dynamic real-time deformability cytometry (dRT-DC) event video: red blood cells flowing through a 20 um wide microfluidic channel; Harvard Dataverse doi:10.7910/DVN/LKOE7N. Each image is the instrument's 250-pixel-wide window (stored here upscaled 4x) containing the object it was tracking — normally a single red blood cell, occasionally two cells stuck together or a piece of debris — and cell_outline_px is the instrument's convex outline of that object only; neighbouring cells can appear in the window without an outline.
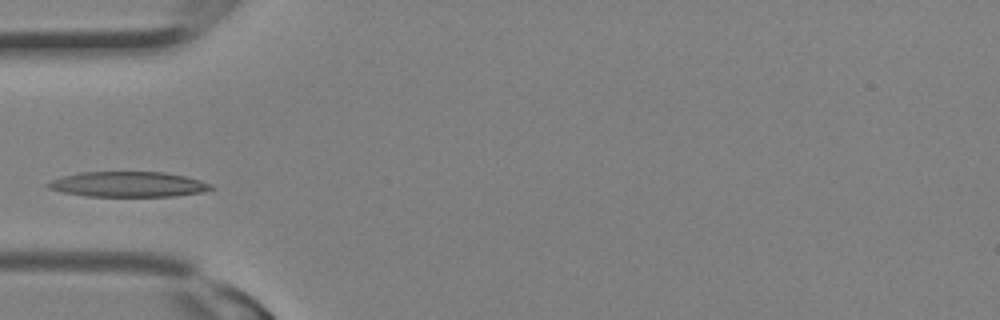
{"species": "Egyptian fruit bat (a non-hibernating species)", "species_latin": "Rousettus aegyptiacus", "temperature_condition": "room temperature", "stored_images_in_passage": 9, "camera_frame_rate_fps": 3000, "um_per_image_px": 0.085, "animal": {"sex": "female"}, "frame": {"image": 1, "passage_image": 6, "time_ms": 1.667, "image_size_px": [1000, 320], "cell_outline_px": [[216, 188], [204, 192], [176, 196], [84, 196], [64, 192], [48, 188], [44, 184], [60, 176], [80, 172], [164, 172], [184, 176], [200, 180], [212, 184]], "centroid_in_image_um": [10.91, 15.67], "position_along_channel_um": 74.1, "area_um2": 24.16}}
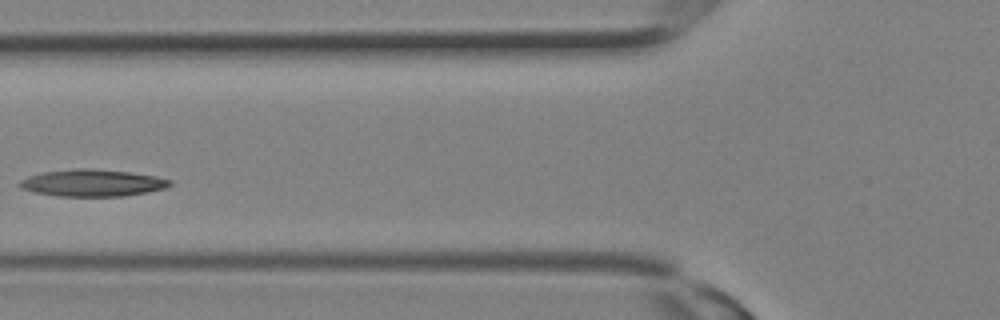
{"frame": {"image": 2, "passage_image": 8, "time_ms": 2.333, "image_size_px": [1000, 320], "cell_outline_px": [[172, 184], [164, 188], [148, 192], [124, 196], [56, 196], [36, 192], [20, 188], [16, 184], [20, 180], [28, 176], [40, 172], [76, 168], [92, 168], [128, 172], [156, 176], [172, 180]], "centroid_in_image_um": [7.82, 15.54], "position_along_channel_um": 118.0, "area_um2": 23.76}}